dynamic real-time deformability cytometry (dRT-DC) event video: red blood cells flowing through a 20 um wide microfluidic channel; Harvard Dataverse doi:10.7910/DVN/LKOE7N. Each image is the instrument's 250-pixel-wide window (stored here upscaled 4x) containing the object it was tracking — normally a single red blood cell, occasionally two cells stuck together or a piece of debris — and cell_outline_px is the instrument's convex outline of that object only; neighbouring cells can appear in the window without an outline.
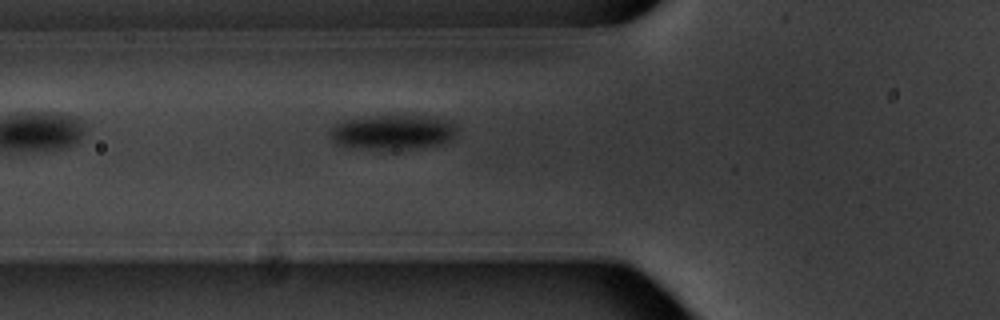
{"species": "common noctule bat (a hibernating species)", "species_latin": "Nyctalus noctula", "temperature_condition": "warm", "stored_images_in_passage": 6, "camera_frame_rate_fps": 3000, "um_per_image_px": 0.085, "animal": {"sex": "male", "body_mass_g": 20.1, "forearm_length_mm": 53.5}, "frame": {"image": 1, "passage_image": 6, "time_ms": 7.0, "image_size_px": [1000, 320], "cell_outline_px": [[456, 132], [448, 140], [436, 144], [404, 148], [368, 148], [336, 144], [332, 140], [328, 132], [336, 124], [344, 120], [376, 116], [436, 116], [452, 120], [456, 128]], "centroid_in_image_um": [33.39, 11.19], "position_along_channel_um": 92.4, "area_um2": 24.97}}